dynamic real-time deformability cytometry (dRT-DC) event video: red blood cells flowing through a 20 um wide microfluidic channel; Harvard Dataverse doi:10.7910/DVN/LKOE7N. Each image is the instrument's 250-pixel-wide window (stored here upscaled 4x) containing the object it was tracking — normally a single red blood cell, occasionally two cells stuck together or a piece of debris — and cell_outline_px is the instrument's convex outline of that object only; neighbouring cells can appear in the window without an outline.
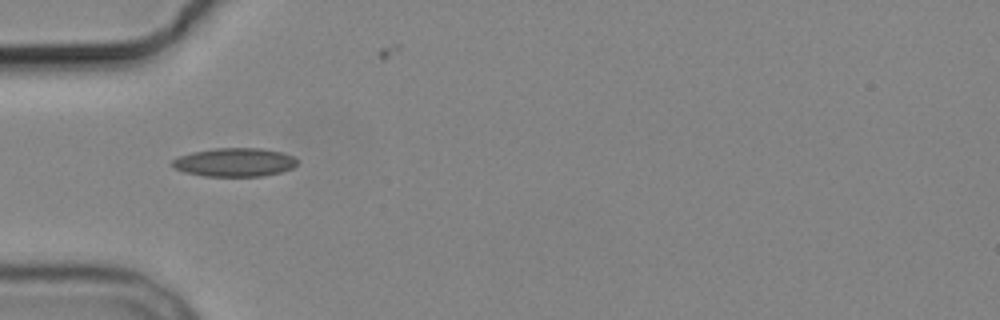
{"species": "common noctule bat (a hibernating species)", "species_latin": "Nyctalus noctula", "temperature_condition": "cold", "stored_images_in_passage": 7, "camera_frame_rate_fps": 3000, "um_per_image_px": 0.085, "animal": {"sex": "male", "body_mass_g": 19.2, "forearm_length_mm": 51.8}, "frame": {"image": 1, "passage_image": 4, "time_ms": 3.333, "image_size_px": [1000, 320], "cell_outline_px": [[296, 164], [292, 168], [280, 172], [264, 176], [204, 176], [184, 172], [176, 168], [172, 164], [172, 160], [180, 156], [192, 152], [216, 148], [260, 148], [280, 152], [292, 156], [296, 160]], "centroid_in_image_um": [19.93, 13.79], "position_along_channel_um": 65.1, "area_um2": 20.58}}
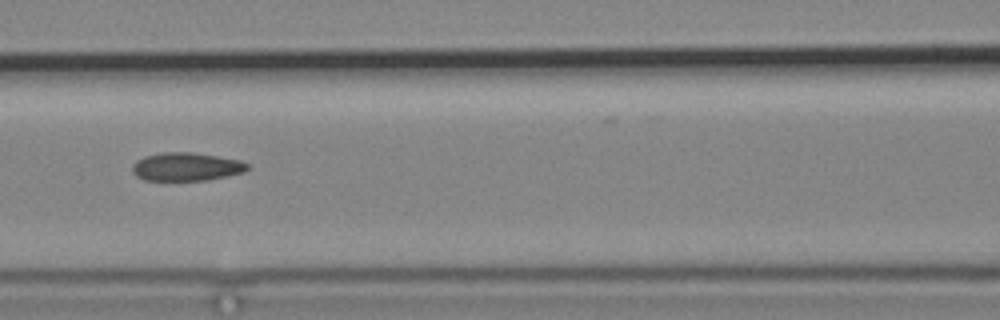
{"frame": {"image": 2, "passage_image": 6, "time_ms": 5.667, "image_size_px": [1000, 320], "cell_outline_px": [[248, 168], [244, 172], [208, 180], [144, 180], [136, 176], [132, 172], [132, 164], [136, 160], [144, 156], [164, 152], [192, 152], [240, 160], [248, 164]], "centroid_in_image_um": [15.8, 14.17], "position_along_channel_um": 150.8, "area_um2": 18.96}}
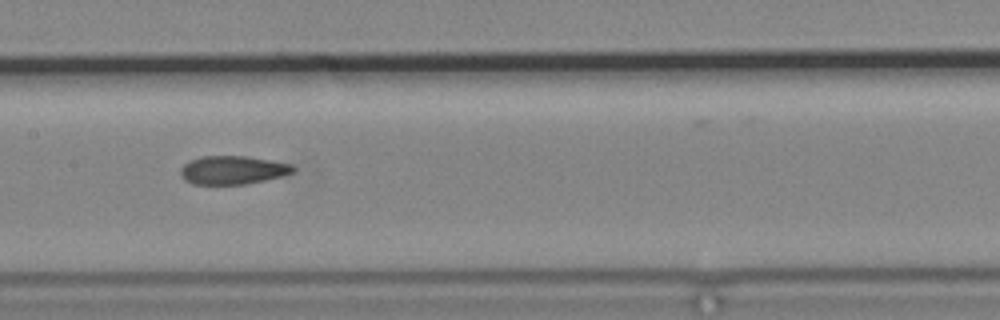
{"frame": {"image": 3, "passage_image": 7, "time_ms": 6.667, "image_size_px": [1000, 320], "cell_outline_px": [[296, 172], [264, 180], [244, 184], [192, 184], [184, 180], [180, 176], [180, 168], [188, 160], [204, 156], [248, 156], [292, 164], [296, 168]], "centroid_in_image_um": [19.76, 14.45], "position_along_channel_um": 187.6, "area_um2": 18.79}}